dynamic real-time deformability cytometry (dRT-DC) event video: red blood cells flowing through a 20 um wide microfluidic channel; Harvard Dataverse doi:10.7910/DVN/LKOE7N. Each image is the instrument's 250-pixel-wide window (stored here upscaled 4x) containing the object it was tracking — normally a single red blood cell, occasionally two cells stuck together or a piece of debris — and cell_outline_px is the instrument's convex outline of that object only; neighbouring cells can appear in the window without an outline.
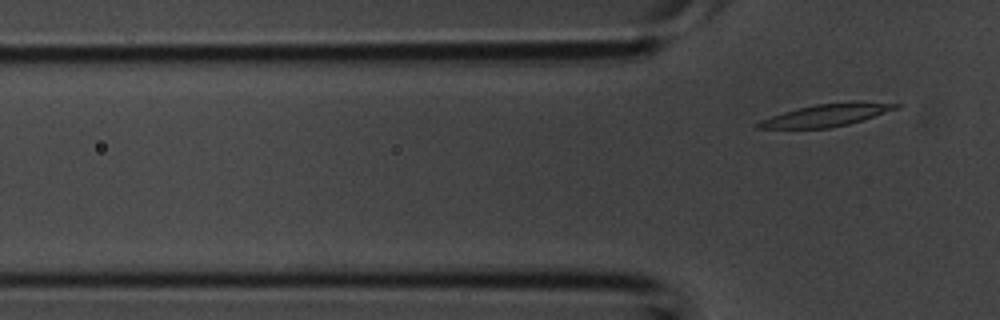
{"species": "common noctule bat (a hibernating species)", "species_latin": "Nyctalus noctula", "temperature_condition": "room temperature", "stored_images_in_passage": 2, "camera_frame_rate_fps": 3000, "um_per_image_px": 0.085, "animal": {"sex": "male", "body_mass_g": 20.1, "forearm_length_mm": 53.5}, "frame": {"image": 1, "passage_image": 2, "time_ms": 0.333, "image_size_px": [1000, 320], "cell_outline_px": [[904, 104], [896, 108], [848, 124], [828, 128], [756, 128], [752, 124], [760, 120], [784, 112], [816, 104], [856, 100]], "centroid_in_image_um": [70.23, 9.77], "position_along_channel_um": 55.6, "area_um2": 17.8}}